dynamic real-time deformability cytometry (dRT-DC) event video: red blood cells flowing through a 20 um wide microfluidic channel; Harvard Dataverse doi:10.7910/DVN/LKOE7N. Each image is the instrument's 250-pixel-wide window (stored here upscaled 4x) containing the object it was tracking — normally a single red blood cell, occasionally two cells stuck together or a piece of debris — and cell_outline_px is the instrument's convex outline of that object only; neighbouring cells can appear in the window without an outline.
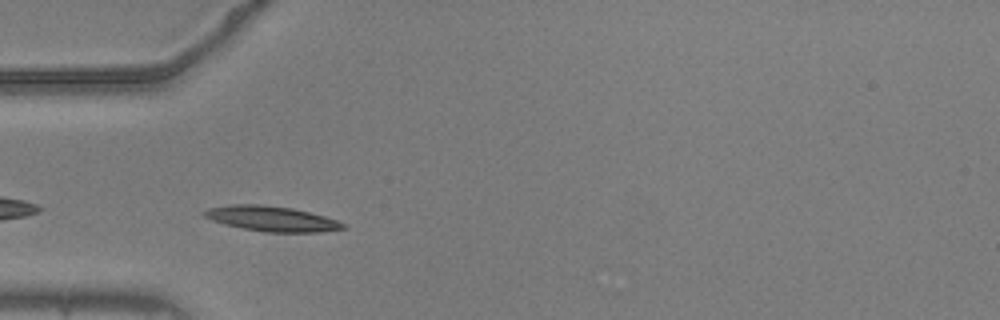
{"species": "common noctule bat (a hibernating species)", "species_latin": "Nyctalus noctula", "temperature_condition": "warm", "stored_images_in_passage": 40, "camera_frame_rate_fps": 3000, "um_per_image_px": 0.085, "animal": {"sex": "male", "body_mass_g": 20.5, "forearm_length_mm": 52.5}, "frame": {"image": 1, "passage_image": 2, "time_ms": 0.333, "image_size_px": [1000, 320], "cell_outline_px": [[348, 228], [320, 232], [264, 232], [224, 224], [212, 220], [204, 216], [200, 212], [208, 208], [232, 204], [264, 204], [292, 208], [324, 216], [336, 220], [344, 224]], "centroid_in_image_um": [23.07, 18.58], "position_along_channel_um": 61.9, "area_um2": 20.35}}
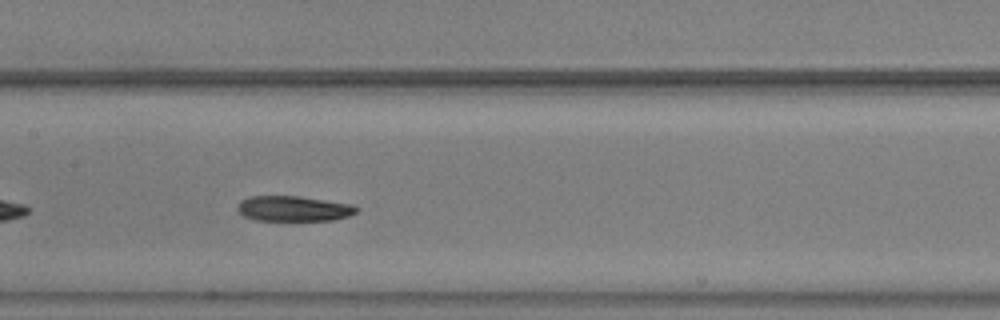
{"frame": {"image": 2, "passage_image": 12, "time_ms": 3.667, "image_size_px": [1000, 320], "cell_outline_px": [[360, 208], [356, 212], [348, 216], [332, 220], [256, 220], [244, 216], [236, 208], [236, 204], [240, 200], [248, 196], [300, 196], [356, 204]], "centroid_in_image_um": [24.97, 17.71], "position_along_channel_um": 182.4, "area_um2": 17.8}}
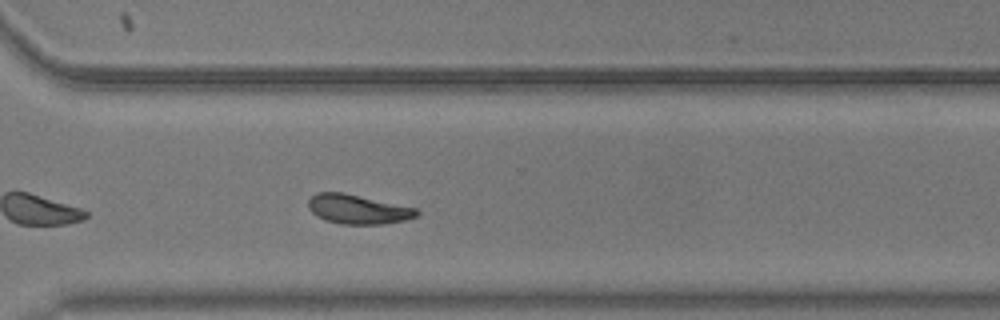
{"frame": {"image": 3, "passage_image": 25, "time_ms": 8.0, "image_size_px": [1000, 320], "cell_outline_px": [[420, 212], [416, 216], [404, 220], [384, 224], [340, 224], [324, 220], [316, 216], [308, 208], [308, 200], [316, 192], [344, 192], [416, 208]], "centroid_in_image_um": [30.38, 17.78], "position_along_channel_um": 340.2, "area_um2": 18.61}, "authors_computed_cell_mechanics": {"area_um2": 18.5827, "velocity_mm_per_s": 3.6537, "shape_relaxation_time_tau1_ms": 6.9652, "shape_relaxation_time_tau2_ms": 6.4255, "deformation_change_tau1": 0.2043, "deformation_change_tau2": 0.1232}}